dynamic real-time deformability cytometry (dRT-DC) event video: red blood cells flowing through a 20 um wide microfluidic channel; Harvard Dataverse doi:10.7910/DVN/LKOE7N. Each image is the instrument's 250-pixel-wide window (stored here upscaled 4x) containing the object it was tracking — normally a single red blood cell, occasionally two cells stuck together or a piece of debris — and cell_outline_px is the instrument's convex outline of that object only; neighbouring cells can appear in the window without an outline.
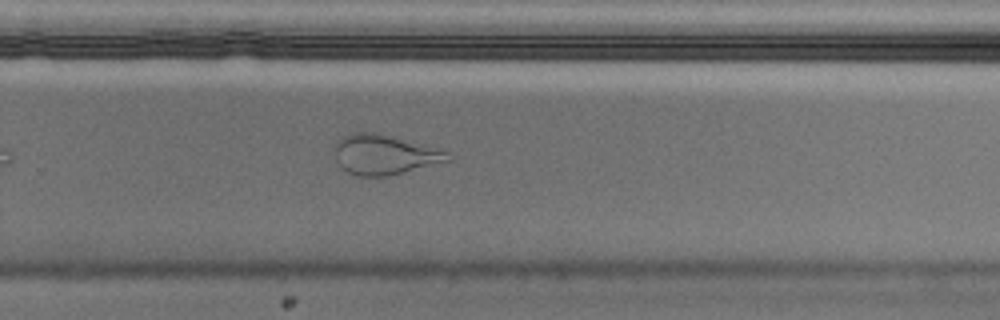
{"species": "Egyptian fruit bat (a non-hibernating species)", "species_latin": "Rousettus aegyptiacus", "temperature_condition": "cold", "stored_images_in_passage": 34, "camera_frame_rate_fps": 3000, "um_per_image_px": 0.085, "animal": {"sex": "male"}, "frame": {"image": 1, "passage_image": 25, "time_ms": 8.0, "image_size_px": [1000, 320], "cell_outline_px": [[452, 160], [388, 176], [360, 176], [348, 172], [340, 168], [336, 160], [336, 144], [340, 136], [356, 132], [380, 132], [448, 152]], "centroid_in_image_um": [32.65, 13.13], "position_along_channel_um": 297.2, "area_um2": 26.24}, "authors_computed_cell_mechanics": {"area_um2": 24.2182, "velocity_mm_per_s": 3.5912, "shape_relaxation_time_tau1_ms": null, "shape_relaxation_time_tau2_ms": 1.19, "deformation_change_tau1": null, "deformation_change_tau2": 0.0835}}